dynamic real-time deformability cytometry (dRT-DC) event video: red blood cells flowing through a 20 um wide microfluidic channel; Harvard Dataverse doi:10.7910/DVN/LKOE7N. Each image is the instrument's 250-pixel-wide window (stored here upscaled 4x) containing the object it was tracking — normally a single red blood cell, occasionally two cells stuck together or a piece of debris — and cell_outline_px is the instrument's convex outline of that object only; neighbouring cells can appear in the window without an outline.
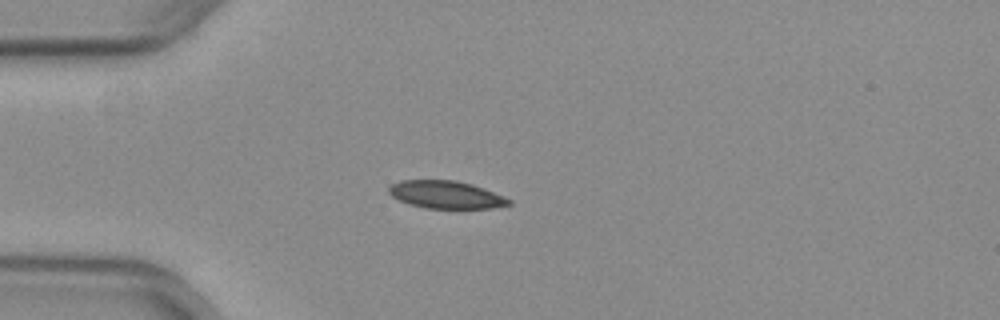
{"species": "common noctule bat (a hibernating species)", "species_latin": "Nyctalus noctula", "temperature_condition": "warm", "stored_images_in_passage": 39, "camera_frame_rate_fps": 3000, "um_per_image_px": 0.085, "animal": {"sex": "female", "body_mass_g": 29.2, "forearm_length_mm": 56.3}, "frame": {"image": 1, "passage_image": 1, "time_ms": 0.0, "image_size_px": [1000, 320], "cell_outline_px": [[512, 204], [492, 208], [424, 208], [408, 204], [392, 196], [388, 192], [388, 188], [392, 184], [400, 180], [456, 180], [472, 184], [484, 188], [504, 196], [512, 200]], "centroid_in_image_um": [37.92, 16.54], "position_along_channel_um": 47.1, "area_um2": 19.42}}
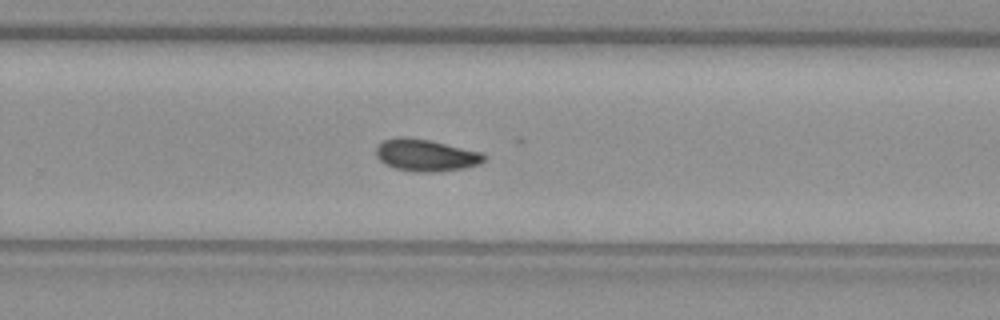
{"frame": {"image": 2, "passage_image": 21, "time_ms": 6.667, "image_size_px": [1000, 320], "cell_outline_px": [[484, 160], [480, 164], [464, 168], [436, 172], [416, 172], [396, 168], [380, 160], [376, 156], [376, 148], [384, 140], [396, 136], [404, 136], [428, 140], [480, 152], [484, 156]], "centroid_in_image_um": [36.17, 13.19], "position_along_channel_um": 293.6, "area_um2": 19.83}}
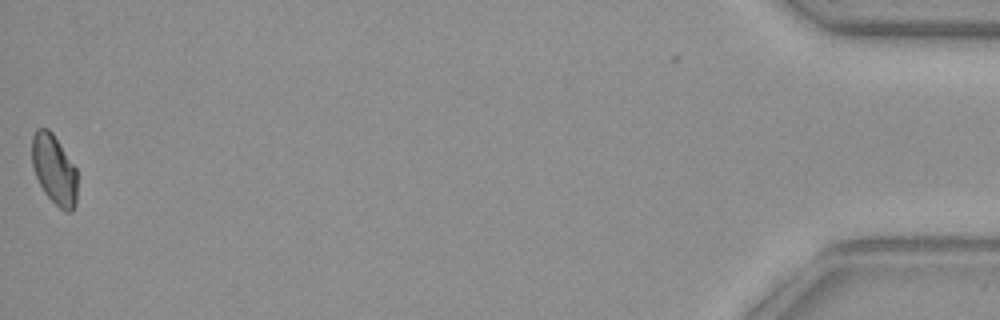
{"frame": {"image": 3, "passage_image": 39, "time_ms": 12.667, "image_size_px": [1000, 320], "cell_outline_px": [[76, 204], [72, 212], [64, 212], [44, 192], [36, 176], [32, 164], [32, 136], [36, 128], [48, 128], [52, 132], [76, 168]], "centroid_in_image_um": [4.6, 14.4], "position_along_channel_um": 430.6, "area_um2": 18.32}, "authors_computed_cell_mechanics": {"area_um2": 19.4786, "velocity_mm_per_s": 3.9569, "shape_relaxation_time_tau1_ms": null, "shape_relaxation_time_tau2_ms": 6.5955, "deformation_change_tau1": null, "deformation_change_tau2": 0.0699}}